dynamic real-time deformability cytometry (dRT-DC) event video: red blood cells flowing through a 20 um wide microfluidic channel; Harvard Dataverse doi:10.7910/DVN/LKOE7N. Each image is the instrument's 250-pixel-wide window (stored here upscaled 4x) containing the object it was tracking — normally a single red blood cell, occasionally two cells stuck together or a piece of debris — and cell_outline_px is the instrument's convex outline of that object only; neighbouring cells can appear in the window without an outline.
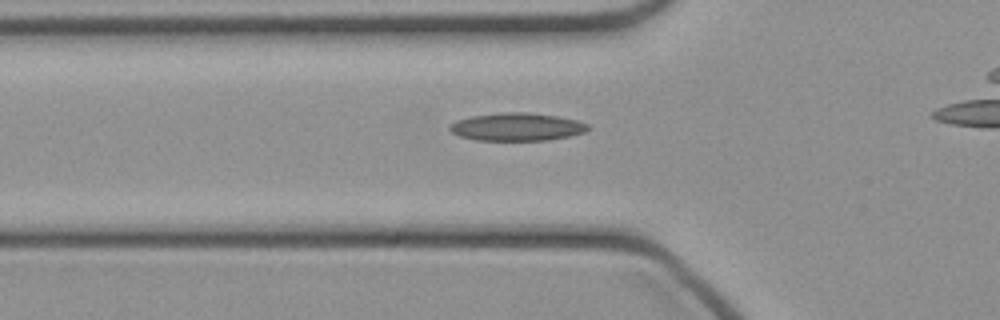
{"species": "common noctule bat (a hibernating species)", "species_latin": "Nyctalus noctula", "temperature_condition": "cold", "stored_images_in_passage": 24, "camera_frame_rate_fps": 3000, "um_per_image_px": 0.085, "animal": {"sex": "female", "body_mass_g": 21.9}, "frame": {"image": 1, "passage_image": 2, "time_ms": 0.333, "image_size_px": [1000, 320], "cell_outline_px": [[588, 128], [584, 132], [568, 136], [548, 140], [476, 140], [460, 136], [452, 132], [448, 128], [448, 124], [456, 120], [472, 116], [500, 112], [528, 112], [556, 116], [576, 120], [588, 124]], "centroid_in_image_um": [43.88, 10.77], "position_along_channel_um": 81.9, "area_um2": 22.37}}
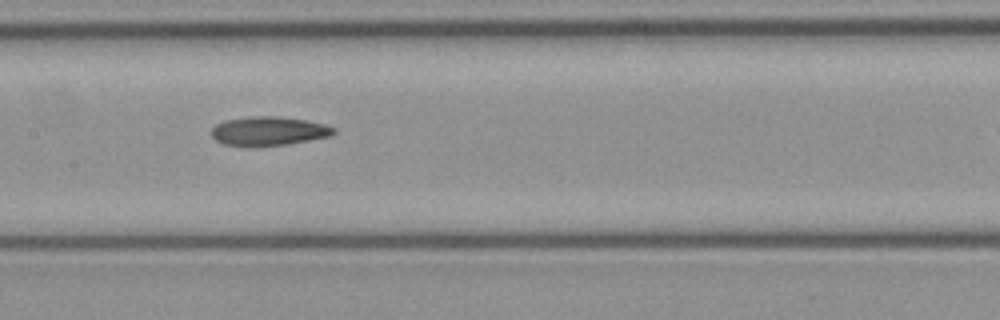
{"frame": {"image": 2, "passage_image": 9, "time_ms": 2.667, "image_size_px": [1000, 320], "cell_outline_px": [[336, 132], [332, 136], [288, 144], [256, 148], [248, 148], [224, 144], [216, 140], [212, 136], [212, 128], [216, 124], [224, 120], [252, 116], [280, 116], [304, 120], [324, 124], [336, 128]], "centroid_in_image_um": [22.83, 11.17], "position_along_channel_um": 184.6, "area_um2": 21.15}}
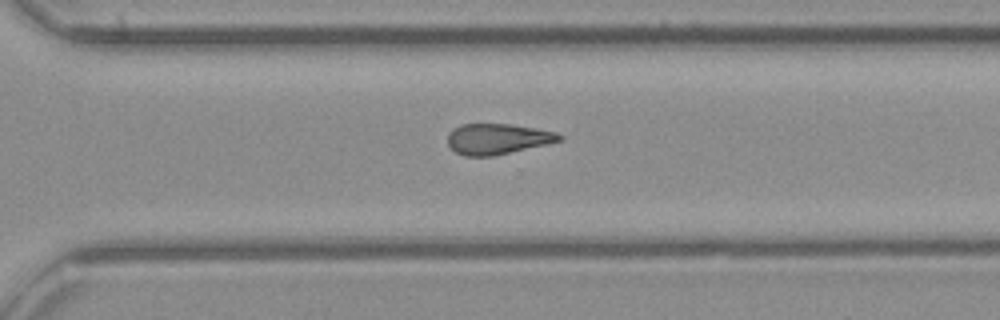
{"frame": {"image": 3, "passage_image": 19, "time_ms": 6.0, "image_size_px": [1000, 320], "cell_outline_px": [[564, 140], [548, 144], [492, 156], [464, 156], [456, 152], [448, 144], [448, 132], [452, 128], [460, 124], [512, 124], [536, 128], [556, 132], [564, 136]], "centroid_in_image_um": [42.31, 11.8], "position_along_channel_um": 328.3, "area_um2": 20.11}}